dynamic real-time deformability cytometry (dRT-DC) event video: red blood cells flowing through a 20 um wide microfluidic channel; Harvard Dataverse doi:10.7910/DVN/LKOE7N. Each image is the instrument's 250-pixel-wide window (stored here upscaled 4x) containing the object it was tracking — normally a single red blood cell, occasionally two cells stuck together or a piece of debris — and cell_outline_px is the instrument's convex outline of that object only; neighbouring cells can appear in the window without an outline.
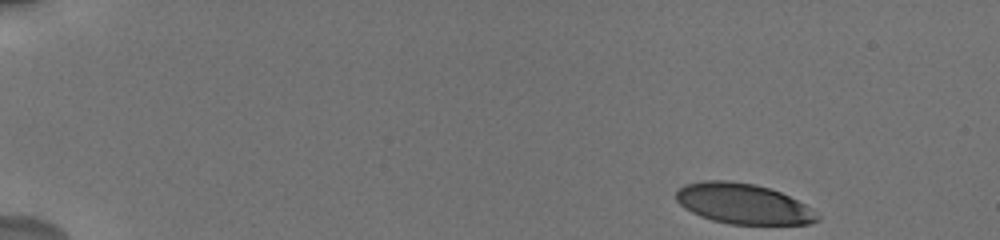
{"species": "human", "species_latin": "Homo sapiens", "temperature_condition": "cold", "stored_images_in_passage": 30, "camera_frame_rate_fps": 3000, "um_per_image_px": 0.085, "donor": {"sex": "male"}, "frame": {"image": 1, "passage_image": 1, "time_ms": 0.0, "image_size_px": [1000, 240], "cell_outline_px": [[820, 220], [812, 224], [732, 224], [712, 220], [700, 216], [684, 208], [676, 200], [676, 192], [684, 184], [704, 180], [728, 180], [756, 184], [780, 192], [812, 208], [820, 216]], "centroid_in_image_um": [63.17, 17.32], "position_along_channel_um": 21.8, "area_um2": 33.29}}
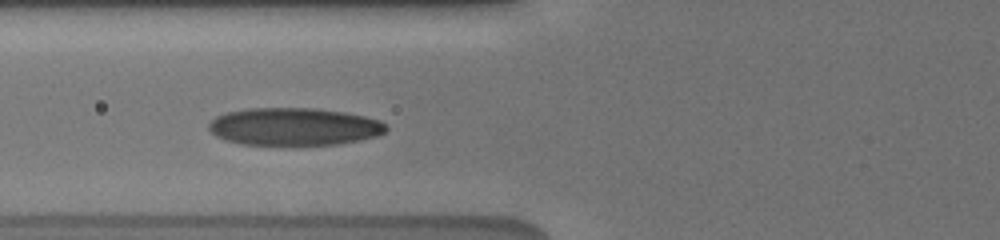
{"frame": {"image": 2, "passage_image": 12, "time_ms": 5.667, "image_size_px": [1000, 240], "cell_outline_px": [[388, 128], [384, 132], [376, 136], [360, 140], [336, 144], [240, 144], [224, 140], [216, 136], [208, 128], [208, 124], [216, 116], [228, 112], [248, 108], [312, 108], [344, 112], [364, 116], [380, 120]], "centroid_in_image_um": [24.97, 10.75], "position_along_channel_um": 100.8, "area_um2": 38.61}}
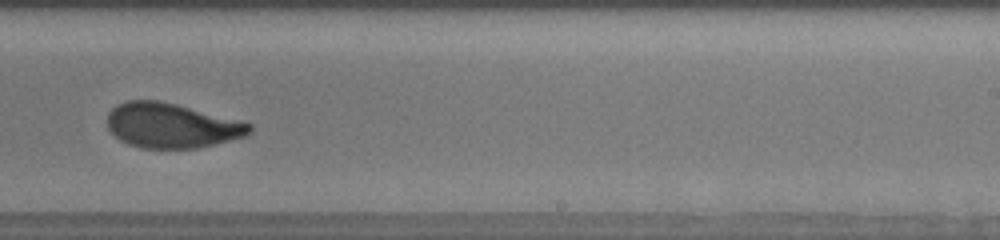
{"frame": {"image": 3, "passage_image": 21, "time_ms": 10.333, "image_size_px": [1000, 240], "cell_outline_px": [[252, 132], [244, 136], [196, 148], [140, 148], [128, 144], [120, 140], [108, 128], [108, 112], [116, 104], [128, 100], [156, 100], [176, 104], [244, 120], [252, 124]], "centroid_in_image_um": [14.59, 10.65], "position_along_channel_um": 274.4, "area_um2": 37.22}, "authors_computed_cell_mechanics": {"area_um2": 36.7897, "velocity_mm_per_s": 3.7233, "shape_relaxation_time_tau1_ms": 4.4614, "shape_relaxation_time_tau2_ms": 1.0079, "deformation_change_tau1": 0.1612, "deformation_change_tau2": 0.0586}}